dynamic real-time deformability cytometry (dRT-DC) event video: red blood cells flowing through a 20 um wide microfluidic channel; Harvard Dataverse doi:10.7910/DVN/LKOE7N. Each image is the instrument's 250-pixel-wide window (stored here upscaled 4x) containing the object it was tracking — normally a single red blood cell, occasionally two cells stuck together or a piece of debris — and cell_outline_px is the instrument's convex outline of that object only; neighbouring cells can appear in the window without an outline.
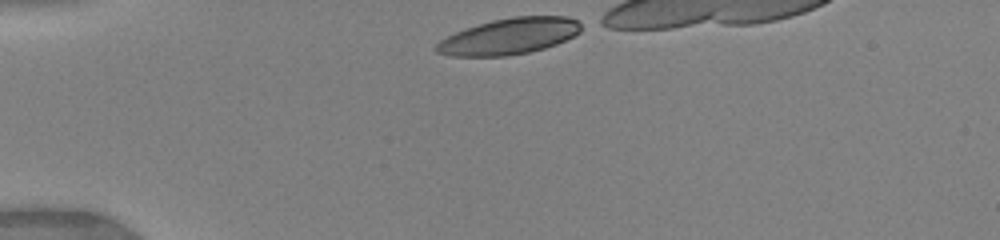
{"species": "human", "species_latin": "Homo sapiens", "temperature_condition": "warm", "stored_images_in_passage": 8, "camera_frame_rate_fps": 3000, "um_per_image_px": 0.085, "donor": {"sex": "female"}, "frame": {"image": 1, "passage_image": 1, "time_ms": 0.0, "image_size_px": [1000, 240], "cell_outline_px": [[584, 24], [580, 32], [556, 44], [544, 48], [528, 52], [508, 56], [452, 56], [436, 52], [432, 48], [440, 40], [464, 28], [492, 20], [512, 16], [568, 16]], "centroid_in_image_um": [43.28, 3.08], "position_along_channel_um": 41.7, "area_um2": 30.63}}